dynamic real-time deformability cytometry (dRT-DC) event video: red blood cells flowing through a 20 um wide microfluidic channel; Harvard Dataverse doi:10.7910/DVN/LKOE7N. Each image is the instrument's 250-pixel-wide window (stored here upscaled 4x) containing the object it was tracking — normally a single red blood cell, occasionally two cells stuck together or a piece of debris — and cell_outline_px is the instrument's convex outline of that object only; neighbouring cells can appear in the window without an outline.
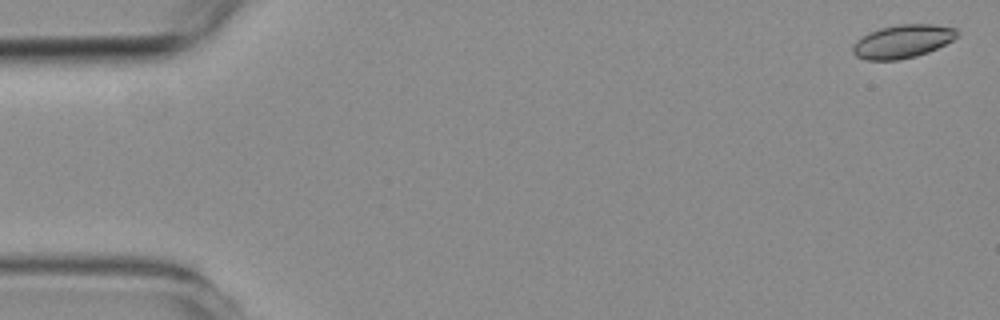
{"species": "common noctule bat (a hibernating species)", "species_latin": "Nyctalus noctula", "temperature_condition": "room temperature", "stored_images_in_passage": 5, "camera_frame_rate_fps": 3000, "um_per_image_px": 0.085, "animal": {"sex": "female", "body_mass_g": 19.3, "forearm_length_mm": 54.1}, "frame": {"image": 1, "passage_image": 1, "time_ms": 0.0, "image_size_px": [1000, 320], "cell_outline_px": [[956, 36], [952, 40], [928, 52], [916, 56], [900, 60], [868, 60], [856, 56], [852, 52], [852, 48], [856, 40], [868, 32], [880, 28], [900, 24], [932, 24], [956, 28]], "centroid_in_image_um": [76.67, 3.52], "position_along_channel_um": 8.3, "area_um2": 20.11}}
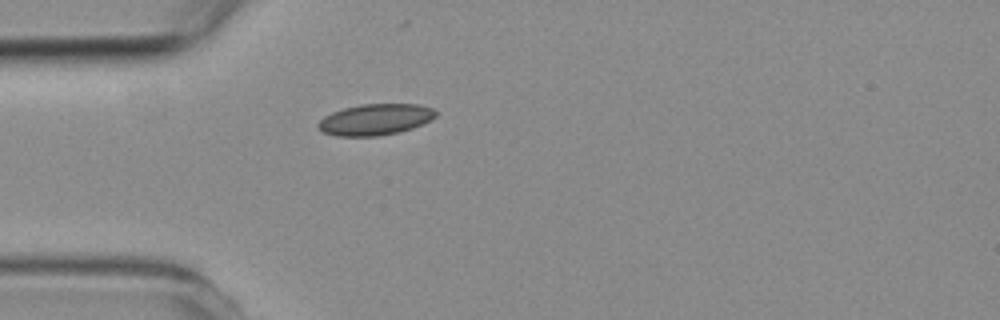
{"frame": {"image": 2, "passage_image": 5, "time_ms": 4.667, "image_size_px": [1000, 320], "cell_outline_px": [[436, 116], [432, 120], [412, 128], [400, 132], [376, 136], [336, 136], [324, 132], [316, 124], [324, 116], [332, 112], [344, 108], [364, 104], [416, 104], [432, 108], [436, 112]], "centroid_in_image_um": [31.91, 10.16], "position_along_channel_um": 53.1, "area_um2": 21.27}}